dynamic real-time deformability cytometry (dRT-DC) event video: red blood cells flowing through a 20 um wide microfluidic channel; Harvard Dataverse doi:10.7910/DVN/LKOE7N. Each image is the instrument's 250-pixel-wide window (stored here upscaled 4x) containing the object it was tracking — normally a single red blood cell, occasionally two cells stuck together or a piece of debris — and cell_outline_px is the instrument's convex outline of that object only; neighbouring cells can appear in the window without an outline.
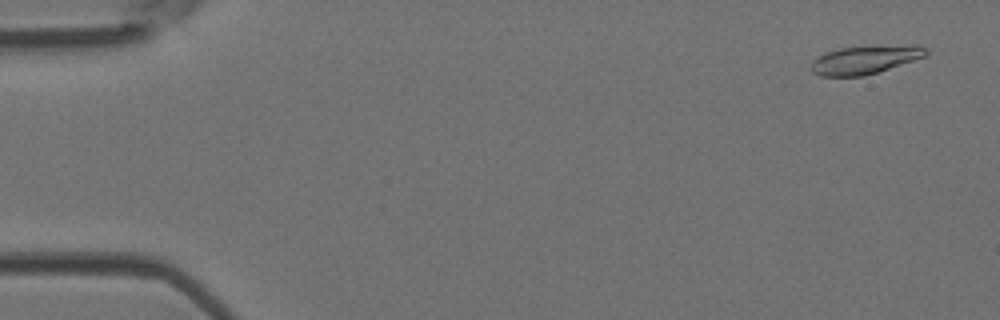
{"species": "Egyptian fruit bat (a non-hibernating species)", "species_latin": "Rousettus aegyptiacus", "temperature_condition": "room temperature", "stored_images_in_passage": 19, "camera_frame_rate_fps": 3000, "um_per_image_px": 0.085, "animal": {"sex": "female"}, "frame": {"image": 1, "passage_image": 3, "time_ms": 0.667, "image_size_px": [1000, 320], "cell_outline_px": [[928, 52], [924, 56], [864, 76], [820, 76], [812, 72], [812, 60], [824, 52], [840, 48], [916, 44], [928, 48]], "centroid_in_image_um": [73.5, 5.07], "position_along_channel_um": 11.5, "area_um2": 18.73}}
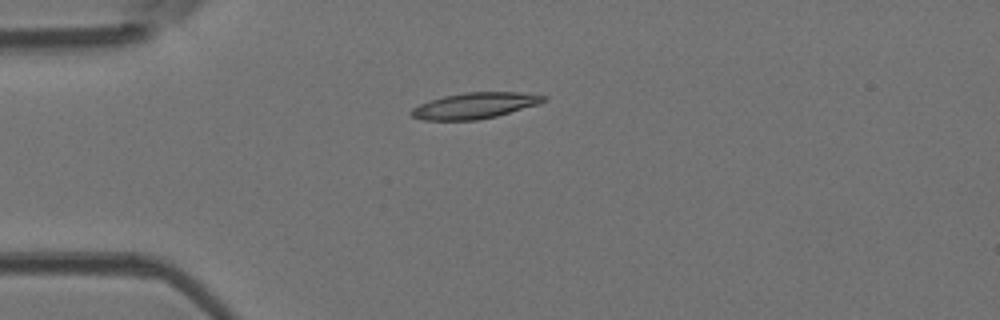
{"frame": {"image": 2, "passage_image": 13, "time_ms": 4.0, "image_size_px": [1000, 320], "cell_outline_px": [[548, 96], [540, 104], [496, 116], [476, 120], [424, 120], [412, 116], [408, 112], [412, 108], [420, 104], [444, 96], [464, 92], [516, 92]], "centroid_in_image_um": [40.35, 8.98], "position_along_channel_um": 44.7, "area_um2": 19.88}}
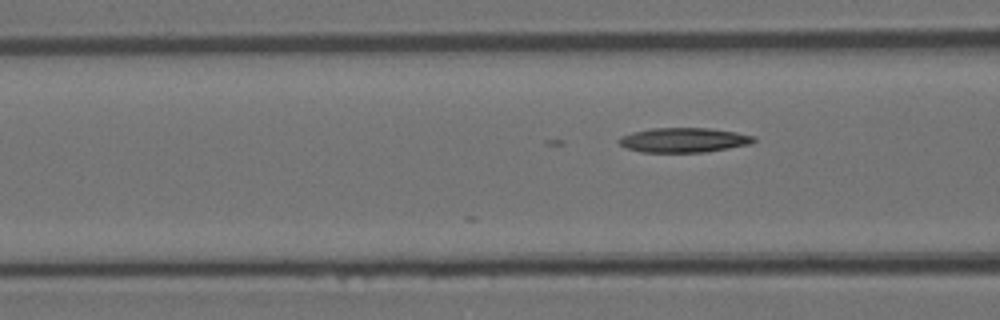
{"frame": {"image": 3, "passage_image": 19, "time_ms": 6.0, "image_size_px": [1000, 320], "cell_outline_px": [[756, 140], [752, 144], [704, 152], [640, 152], [624, 148], [616, 140], [620, 136], [632, 132], [652, 128], [708, 128], [736, 132], [756, 136]], "centroid_in_image_um": [58.09, 11.9], "position_along_channel_um": 108.5, "area_um2": 19.54}}